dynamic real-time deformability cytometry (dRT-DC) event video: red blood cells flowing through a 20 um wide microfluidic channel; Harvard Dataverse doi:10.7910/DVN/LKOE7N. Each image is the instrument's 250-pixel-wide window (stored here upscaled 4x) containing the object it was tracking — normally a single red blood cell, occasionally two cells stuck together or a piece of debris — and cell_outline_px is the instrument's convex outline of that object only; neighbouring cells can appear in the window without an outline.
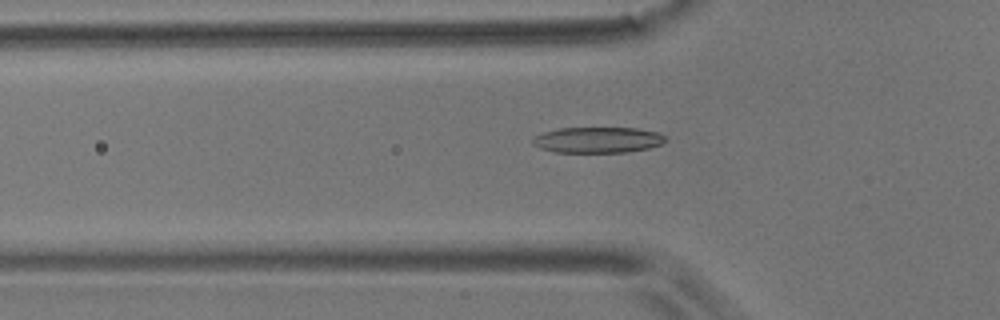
{"species": "common noctule bat (a hibernating species)", "species_latin": "Nyctalus noctula", "temperature_condition": "room temperature", "stored_images_in_passage": 38, "camera_frame_rate_fps": 3000, "um_per_image_px": 0.085, "animal": {"sex": "male", "body_mass_g": 17.9}, "frame": {"image": 1, "passage_image": 13, "time_ms": 4.0, "image_size_px": [1000, 320], "cell_outline_px": [[668, 140], [660, 144], [648, 148], [628, 152], [556, 152], [540, 148], [532, 144], [532, 140], [536, 136], [544, 132], [560, 128], [636, 128], [656, 132], [664, 136]], "centroid_in_image_um": [50.81, 11.89], "position_along_channel_um": 75.0, "area_um2": 19.83}}
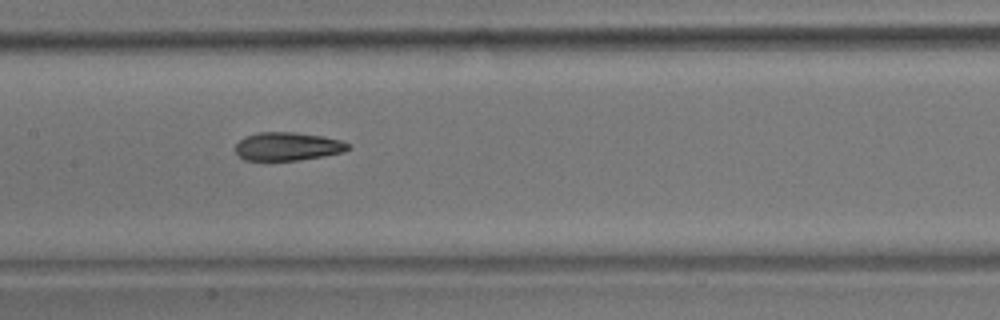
{"frame": {"image": 2, "passage_image": 22, "time_ms": 7.0, "image_size_px": [1000, 320], "cell_outline_px": [[352, 148], [344, 152], [324, 156], [296, 160], [244, 160], [236, 152], [236, 144], [244, 136], [256, 132], [296, 132], [324, 136], [340, 140], [352, 144]], "centroid_in_image_um": [24.49, 12.43], "position_along_channel_um": 182.9, "area_um2": 18.79}}
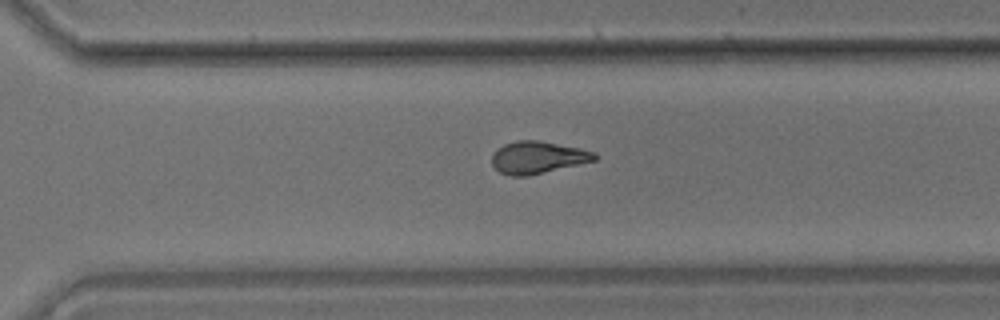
{"frame": {"image": 3, "passage_image": 34, "time_ms": 11.0, "image_size_px": [1000, 320], "cell_outline_px": [[596, 160], [528, 176], [512, 176], [500, 172], [492, 164], [492, 156], [504, 144], [516, 140], [536, 140], [580, 148], [592, 152], [596, 156]], "centroid_in_image_um": [45.69, 13.38], "position_along_channel_um": 324.9, "area_um2": 18.9}, "authors_computed_cell_mechanics": {"area_um2": 19.4208, "velocity_mm_per_s": 3.562, "shape_relaxation_time_tau1_ms": 6.7304, "shape_relaxation_time_tau2_ms": 2.9464, "deformation_change_tau1": 0.1944, "deformation_change_tau2": 0.1146}}